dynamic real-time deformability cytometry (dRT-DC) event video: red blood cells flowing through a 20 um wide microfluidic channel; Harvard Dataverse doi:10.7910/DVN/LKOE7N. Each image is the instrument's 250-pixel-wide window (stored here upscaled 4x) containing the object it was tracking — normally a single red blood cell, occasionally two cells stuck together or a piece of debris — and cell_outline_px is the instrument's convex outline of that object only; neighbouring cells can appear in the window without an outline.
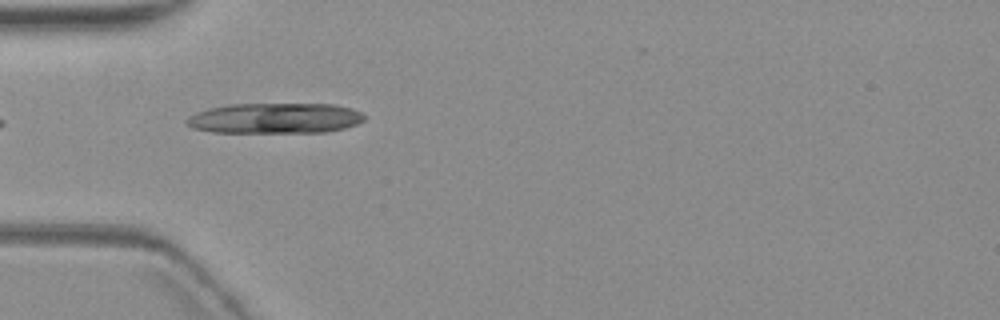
{"species": "common noctule bat (a hibernating species)", "species_latin": "Nyctalus noctula", "temperature_condition": "warm", "stored_images_in_passage": 5, "camera_frame_rate_fps": 3000, "um_per_image_px": 0.085, "animal": {"sex": "female", "body_mass_g": 19.3, "forearm_length_mm": 54.1}, "frame": {"image": 1, "passage_image": 4, "time_ms": 4.0, "image_size_px": [1000, 320], "cell_outline_px": [[364, 120], [356, 124], [344, 128], [324, 132], [212, 132], [192, 128], [184, 120], [188, 116], [196, 112], [208, 108], [228, 104], [336, 104], [352, 108], [360, 112], [364, 116]], "centroid_in_image_um": [23.35, 10.04], "position_along_channel_um": 61.7, "area_um2": 31.62}}